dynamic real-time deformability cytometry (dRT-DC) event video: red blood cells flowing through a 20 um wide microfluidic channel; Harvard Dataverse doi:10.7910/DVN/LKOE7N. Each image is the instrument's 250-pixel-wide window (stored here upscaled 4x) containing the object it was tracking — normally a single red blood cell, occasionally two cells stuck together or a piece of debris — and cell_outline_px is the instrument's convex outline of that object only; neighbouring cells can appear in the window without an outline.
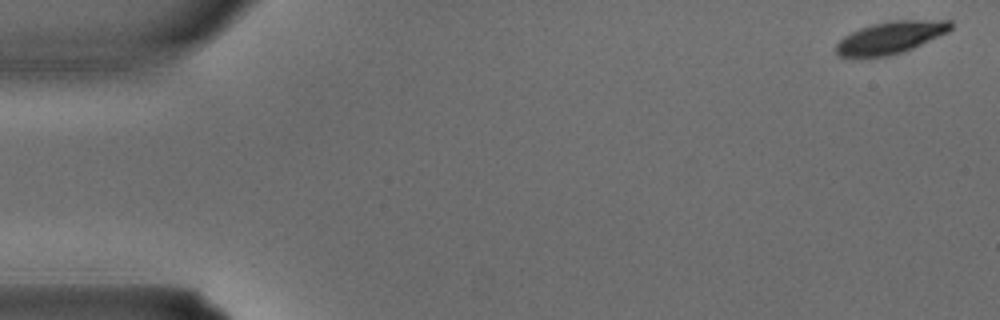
{"species": "common noctule bat (a hibernating species)", "species_latin": "Nyctalus noctula", "temperature_condition": "warm", "stored_images_in_passage": 3, "camera_frame_rate_fps": 3000, "um_per_image_px": 0.085, "animal": {"sex": "male", "body_mass_g": 15.6}, "frame": {"image": 1, "passage_image": 1, "time_ms": 0.0, "image_size_px": [1000, 320], "cell_outline_px": [[952, 28], [948, 32], [912, 48], [888, 56], [840, 56], [836, 52], [836, 44], [844, 36], [860, 28], [872, 24], [892, 20], [952, 20]], "centroid_in_image_um": [75.72, 3.16], "position_along_channel_um": 9.3, "area_um2": 21.15}}